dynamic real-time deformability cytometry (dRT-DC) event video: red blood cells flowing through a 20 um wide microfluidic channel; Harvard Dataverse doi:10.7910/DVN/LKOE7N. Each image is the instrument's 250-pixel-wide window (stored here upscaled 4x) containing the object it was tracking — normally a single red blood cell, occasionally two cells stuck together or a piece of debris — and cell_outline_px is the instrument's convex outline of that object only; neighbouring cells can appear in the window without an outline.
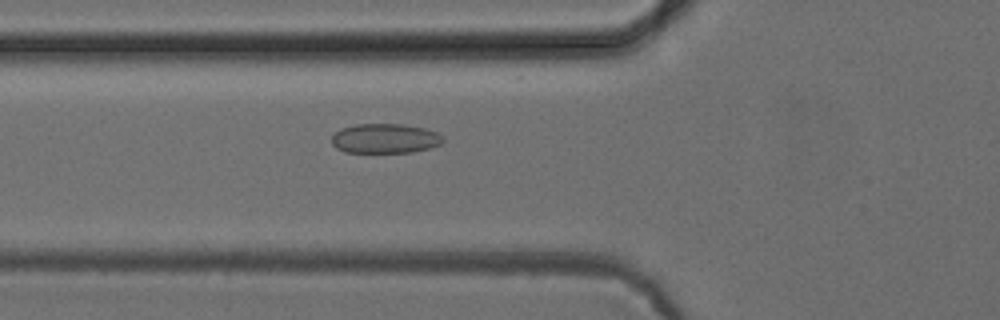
{"species": "common noctule bat (a hibernating species)", "species_latin": "Nyctalus noctula", "temperature_condition": "cold", "stored_images_in_passage": 10, "camera_frame_rate_fps": 3000, "um_per_image_px": 0.085, "animal": {"sex": "female", "body_mass_g": 24.6, "forearm_length_mm": 56.2}, "frame": {"image": 1, "passage_image": 3, "time_ms": 0.667, "image_size_px": [1000, 320], "cell_outline_px": [[444, 140], [440, 144], [428, 148], [412, 152], [344, 152], [336, 148], [332, 144], [332, 136], [340, 128], [356, 124], [404, 124], [424, 128], [436, 132], [444, 136]], "centroid_in_image_um": [32.72, 11.76], "position_along_channel_um": 93.1, "area_um2": 19.25}}
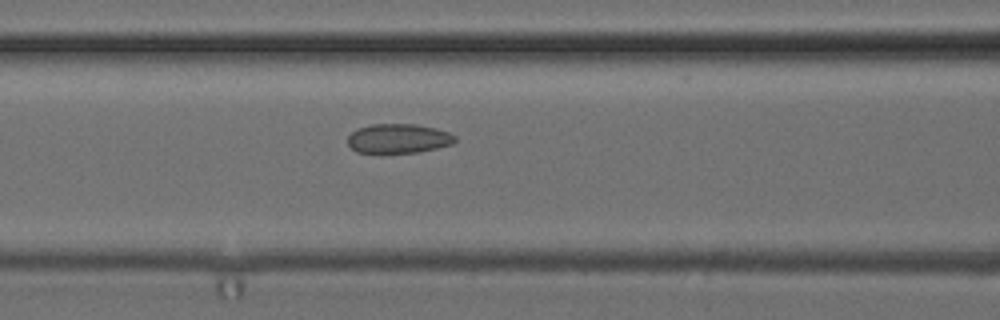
{"frame": {"image": 2, "passage_image": 6, "time_ms": 1.667, "image_size_px": [1000, 320], "cell_outline_px": [[456, 140], [452, 144], [436, 148], [416, 152], [380, 156], [356, 152], [348, 144], [348, 136], [356, 128], [372, 124], [416, 124], [436, 128], [448, 132], [456, 136]], "centroid_in_image_um": [33.81, 11.81], "position_along_channel_um": 132.8, "area_um2": 19.13}}